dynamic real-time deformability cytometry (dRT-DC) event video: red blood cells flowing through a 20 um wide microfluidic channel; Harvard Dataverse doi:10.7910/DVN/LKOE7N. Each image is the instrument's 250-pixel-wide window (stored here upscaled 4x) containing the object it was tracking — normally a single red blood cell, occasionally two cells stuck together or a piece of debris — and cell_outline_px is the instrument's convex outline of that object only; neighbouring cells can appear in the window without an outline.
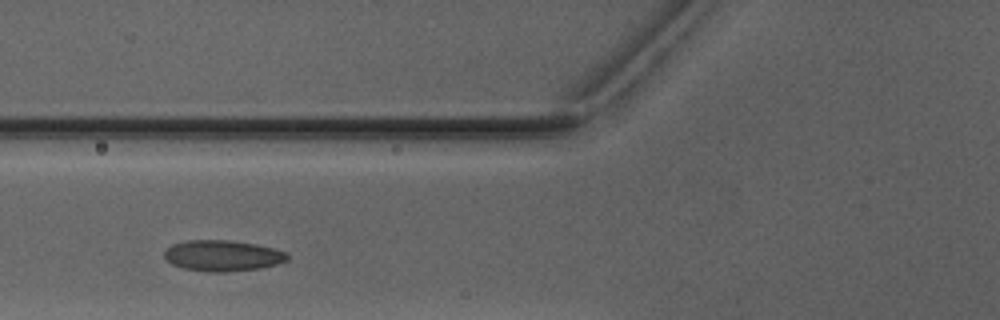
{"species": "Egyptian fruit bat (a non-hibernating species)", "species_latin": "Rousettus aegyptiacus", "temperature_condition": "warm", "stored_images_in_passage": 4, "camera_frame_rate_fps": 3000, "um_per_image_px": 0.085, "animal": {"sex": "male"}, "frame": {"image": 1, "passage_image": 2, "time_ms": 1.0, "image_size_px": [1000, 320], "cell_outline_px": [[288, 260], [276, 264], [260, 268], [224, 272], [208, 272], [184, 268], [172, 264], [164, 256], [164, 248], [172, 244], [188, 240], [228, 240], [256, 244], [288, 252]], "centroid_in_image_um": [18.91, 21.72], "position_along_channel_um": 106.9, "area_um2": 22.2}}
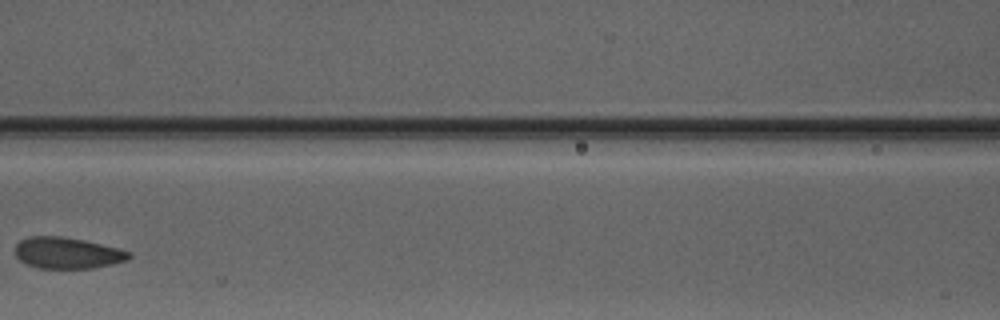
{"frame": {"image": 2, "passage_image": 3, "time_ms": 2.333, "image_size_px": [1000, 320], "cell_outline_px": [[132, 256], [124, 260], [112, 264], [92, 268], [40, 268], [28, 264], [20, 260], [16, 256], [16, 244], [20, 240], [28, 236], [60, 236], [84, 240], [132, 252]], "centroid_in_image_um": [5.7, 21.49], "position_along_channel_um": 160.9, "area_um2": 20.52}}
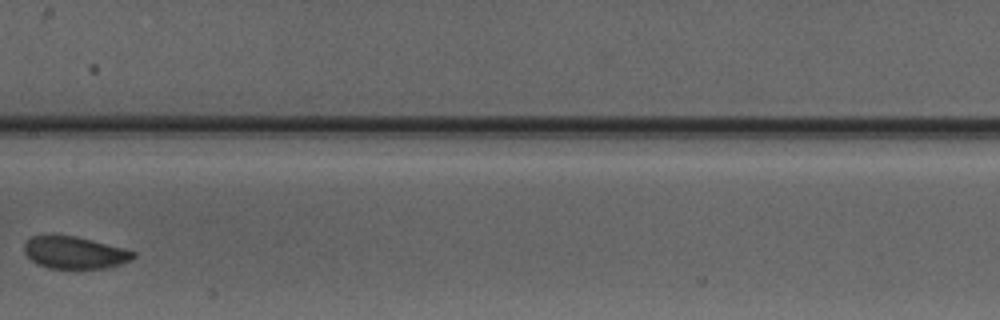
{"frame": {"image": 3, "passage_image": 4, "time_ms": 3.333, "image_size_px": [1000, 320], "cell_outline_px": [[136, 256], [132, 260], [104, 268], [48, 268], [36, 264], [24, 252], [24, 244], [32, 236], [52, 232], [76, 236], [128, 248], [136, 252]], "centroid_in_image_um": [6.34, 21.42], "position_along_channel_um": 201.1, "area_um2": 21.1}}